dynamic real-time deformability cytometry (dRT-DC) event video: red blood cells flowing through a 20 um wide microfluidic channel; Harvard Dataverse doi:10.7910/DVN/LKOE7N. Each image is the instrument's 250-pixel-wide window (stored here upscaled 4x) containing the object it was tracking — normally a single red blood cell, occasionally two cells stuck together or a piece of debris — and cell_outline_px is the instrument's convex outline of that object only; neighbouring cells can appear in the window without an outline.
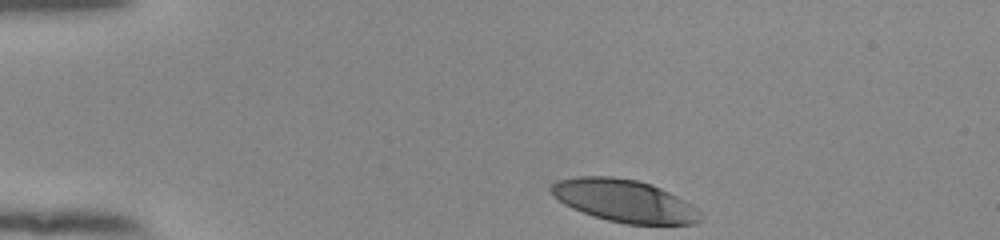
{"species": "human", "species_latin": "Homo sapiens", "temperature_condition": "room temperature", "stored_images_in_passage": 36, "camera_frame_rate_fps": 3000, "um_per_image_px": 0.085, "donor": {"sex": "female"}, "frame": {"image": 1, "passage_image": 1, "time_ms": 0.0, "image_size_px": [1000, 240], "cell_outline_px": [[704, 216], [696, 224], [628, 224], [608, 220], [592, 216], [572, 208], [564, 204], [552, 196], [548, 188], [556, 180], [576, 176], [612, 176], [636, 180], [652, 184], [692, 204]], "centroid_in_image_um": [53.03, 17.06], "position_along_channel_um": 32.0, "area_um2": 37.17}}
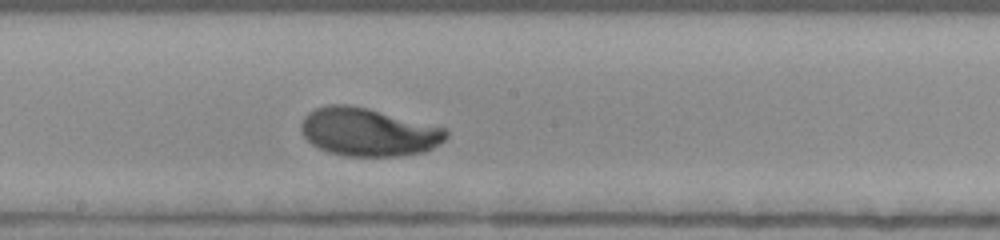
{"frame": {"image": 2, "passage_image": 21, "time_ms": 6.667, "image_size_px": [1000, 240], "cell_outline_px": [[448, 136], [444, 140], [432, 148], [424, 152], [400, 156], [344, 156], [328, 152], [312, 144], [304, 136], [300, 128], [300, 124], [304, 116], [308, 112], [316, 108], [328, 104], [348, 104], [368, 108], [448, 128]], "centroid_in_image_um": [31.31, 11.22], "position_along_channel_um": 216.9, "area_um2": 40.92}}
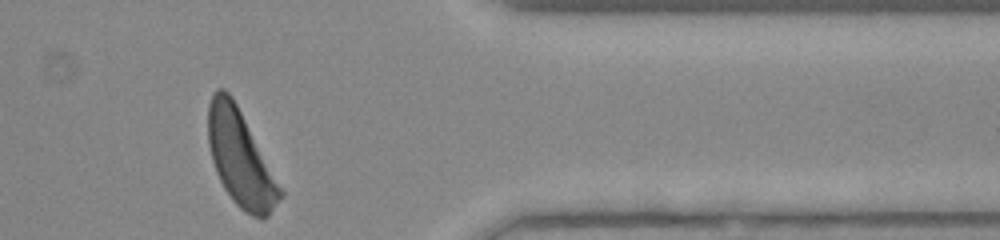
{"frame": {"image": 3, "passage_image": 36, "time_ms": 11.667, "image_size_px": [1000, 240], "cell_outline_px": [[284, 196], [268, 216], [252, 216], [244, 212], [232, 200], [224, 188], [216, 172], [212, 160], [208, 144], [208, 104], [212, 92], [216, 88], [224, 88], [232, 96], [284, 192]], "centroid_in_image_um": [20.42, 13.45], "position_along_channel_um": 391.0, "area_um2": 39.88}, "authors_computed_cell_mechanics": {"area_um2": 40.3444, "velocity_mm_per_s": 3.7946, "shape_relaxation_time_tau1_ms": 3.1923, "shape_relaxation_time_tau2_ms": null, "deformation_change_tau1": 0.1875, "deformation_change_tau2": null}}